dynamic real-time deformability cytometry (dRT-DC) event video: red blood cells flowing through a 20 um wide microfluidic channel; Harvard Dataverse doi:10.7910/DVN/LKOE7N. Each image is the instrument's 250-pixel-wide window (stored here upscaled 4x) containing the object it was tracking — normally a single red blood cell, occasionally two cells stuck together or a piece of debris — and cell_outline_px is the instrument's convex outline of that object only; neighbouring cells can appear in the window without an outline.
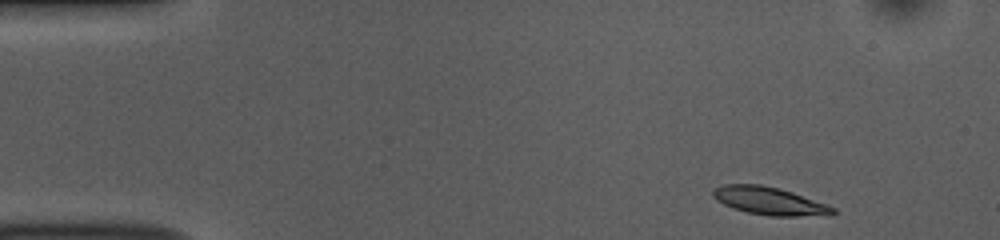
{"species": "common noctule bat (a hibernating species)", "species_latin": "Nyctalus noctula", "temperature_condition": "room temperature", "stored_images_in_passage": 48, "camera_frame_rate_fps": 3000, "um_per_image_px": 0.085, "animal": {"sex": "female", "body_mass_g": 10.0, "forearm_length_mm": 53.1}, "frame": {"image": 1, "passage_image": 1, "time_ms": 0.0, "image_size_px": [1000, 240], "cell_outline_px": [[836, 212], [832, 216], [768, 216], [748, 212], [732, 208], [716, 200], [712, 196], [712, 188], [724, 184], [760, 184], [792, 192], [836, 208]], "centroid_in_image_um": [65.4, 17.09], "position_along_channel_um": 19.6, "area_um2": 19.54}}
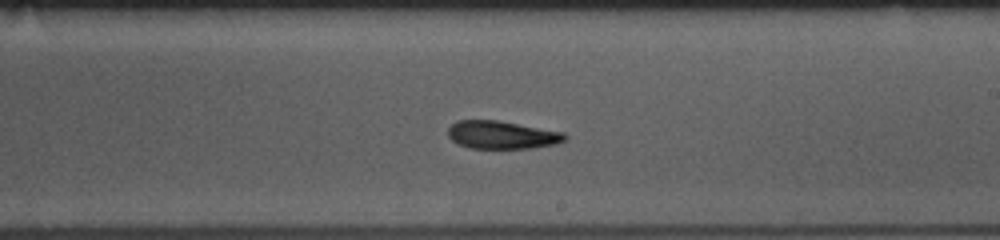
{"frame": {"image": 2, "passage_image": 26, "time_ms": 8.333, "image_size_px": [1000, 240], "cell_outline_px": [[568, 140], [556, 144], [532, 148], [472, 148], [460, 144], [452, 140], [448, 136], [448, 128], [452, 124], [460, 120], [496, 120], [564, 132], [568, 136]], "centroid_in_image_um": [42.71, 11.47], "position_along_channel_um": 246.3, "area_um2": 18.96}}
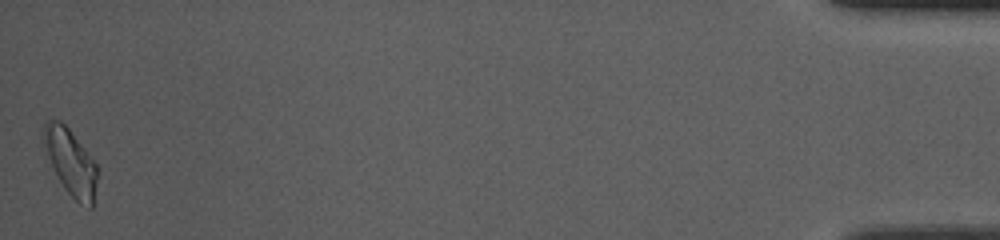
{"frame": {"image": 3, "passage_image": 48, "time_ms": 15.667, "image_size_px": [1000, 240], "cell_outline_px": [[100, 168], [92, 208], [88, 208], [80, 204], [64, 188], [48, 156], [44, 132], [44, 124], [48, 120], [60, 120], [68, 128]], "centroid_in_image_um": [6.09, 13.83], "position_along_channel_um": 429.1, "area_um2": 20.17}, "authors_computed_cell_mechanics": {"area_um2": 19.3919, "velocity_mm_per_s": 3.7597, "shape_relaxation_time_tau1_ms": 5.061, "shape_relaxation_time_tau2_ms": 5.9353, "deformation_change_tau1": 0.1488, "deformation_change_tau2": 0.1119}}